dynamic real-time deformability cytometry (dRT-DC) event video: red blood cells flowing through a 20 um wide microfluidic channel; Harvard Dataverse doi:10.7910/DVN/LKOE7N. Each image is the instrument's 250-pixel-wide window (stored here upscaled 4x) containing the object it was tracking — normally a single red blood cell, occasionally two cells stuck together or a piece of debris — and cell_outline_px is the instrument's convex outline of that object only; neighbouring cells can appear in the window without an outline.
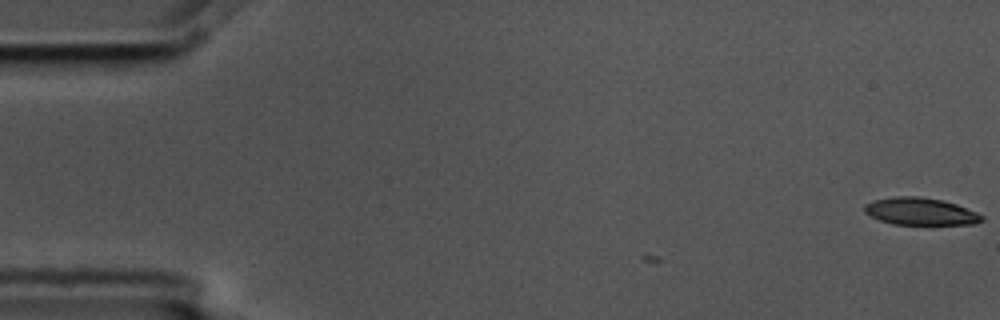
{"species": "common noctule bat (a hibernating species)", "species_latin": "Nyctalus noctula", "temperature_condition": "cold", "stored_images_in_passage": 2, "camera_frame_rate_fps": 3000, "um_per_image_px": 0.085, "animal": {"sex": "male", "body_mass_g": 17.5, "forearm_length_mm": 52.3}, "frame": {"image": 1, "passage_image": 1, "time_ms": 0.0, "image_size_px": [1000, 320], "cell_outline_px": [[984, 220], [976, 224], [892, 224], [880, 220], [864, 212], [864, 204], [872, 200], [892, 196], [920, 196], [940, 200], [956, 204], [976, 212], [984, 216]], "centroid_in_image_um": [78.22, 17.96], "position_along_channel_um": 6.8, "area_um2": 18.67}}